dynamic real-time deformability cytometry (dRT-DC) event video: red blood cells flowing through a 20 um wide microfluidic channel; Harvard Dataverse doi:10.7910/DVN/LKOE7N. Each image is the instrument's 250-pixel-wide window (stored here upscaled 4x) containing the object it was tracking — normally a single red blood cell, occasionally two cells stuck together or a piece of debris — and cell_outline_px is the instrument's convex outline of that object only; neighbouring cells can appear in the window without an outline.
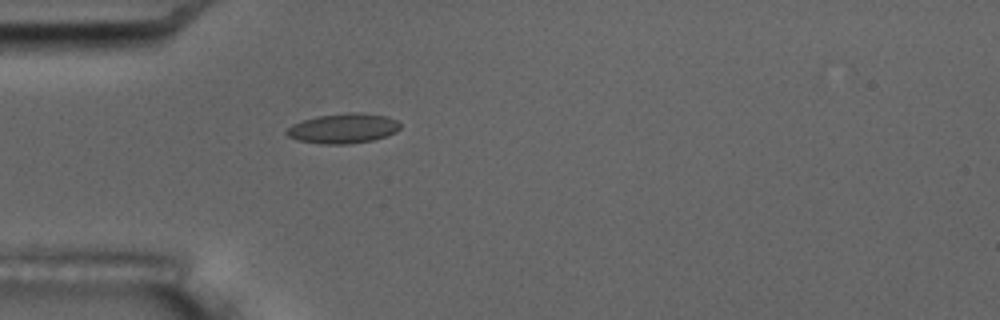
{"species": "common noctule bat (a hibernating species)", "species_latin": "Nyctalus noctula", "temperature_condition": "room temperature", "stored_images_in_passage": 5, "camera_frame_rate_fps": 3000, "um_per_image_px": 0.085, "animal": {"sex": "male", "body_mass_g": 17.5, "forearm_length_mm": 52.3}, "frame": {"image": 1, "passage_image": 5, "time_ms": 5.333, "image_size_px": [1000, 320], "cell_outline_px": [[400, 128], [396, 132], [388, 136], [372, 140], [348, 144], [320, 144], [300, 140], [288, 136], [284, 132], [292, 124], [316, 116], [348, 112], [360, 112], [388, 116], [396, 120], [400, 124]], "centroid_in_image_um": [29.2, 10.9], "position_along_channel_um": 55.8, "area_um2": 19.88}}